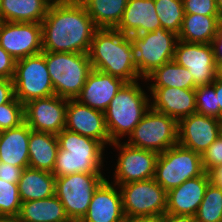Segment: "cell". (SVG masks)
Listing matches in <instances>:
<instances>
[{
  "label": "cell",
  "mask_w": 222,
  "mask_h": 222,
  "mask_svg": "<svg viewBox=\"0 0 222 222\" xmlns=\"http://www.w3.org/2000/svg\"><path fill=\"white\" fill-rule=\"evenodd\" d=\"M23 168L0 162V179L8 183H18Z\"/></svg>",
  "instance_id": "cell-39"
},
{
  "label": "cell",
  "mask_w": 222,
  "mask_h": 222,
  "mask_svg": "<svg viewBox=\"0 0 222 222\" xmlns=\"http://www.w3.org/2000/svg\"><path fill=\"white\" fill-rule=\"evenodd\" d=\"M162 28L179 34L184 19L183 0H154Z\"/></svg>",
  "instance_id": "cell-31"
},
{
  "label": "cell",
  "mask_w": 222,
  "mask_h": 222,
  "mask_svg": "<svg viewBox=\"0 0 222 222\" xmlns=\"http://www.w3.org/2000/svg\"><path fill=\"white\" fill-rule=\"evenodd\" d=\"M0 46L15 60L41 53L42 24L3 21L0 26Z\"/></svg>",
  "instance_id": "cell-15"
},
{
  "label": "cell",
  "mask_w": 222,
  "mask_h": 222,
  "mask_svg": "<svg viewBox=\"0 0 222 222\" xmlns=\"http://www.w3.org/2000/svg\"><path fill=\"white\" fill-rule=\"evenodd\" d=\"M103 174L76 173L56 177L55 195L72 222L86 214L95 190L105 180Z\"/></svg>",
  "instance_id": "cell-9"
},
{
  "label": "cell",
  "mask_w": 222,
  "mask_h": 222,
  "mask_svg": "<svg viewBox=\"0 0 222 222\" xmlns=\"http://www.w3.org/2000/svg\"><path fill=\"white\" fill-rule=\"evenodd\" d=\"M219 138L222 139V119H220V123H219Z\"/></svg>",
  "instance_id": "cell-49"
},
{
  "label": "cell",
  "mask_w": 222,
  "mask_h": 222,
  "mask_svg": "<svg viewBox=\"0 0 222 222\" xmlns=\"http://www.w3.org/2000/svg\"><path fill=\"white\" fill-rule=\"evenodd\" d=\"M119 222H129V218H124L123 220H121Z\"/></svg>",
  "instance_id": "cell-51"
},
{
  "label": "cell",
  "mask_w": 222,
  "mask_h": 222,
  "mask_svg": "<svg viewBox=\"0 0 222 222\" xmlns=\"http://www.w3.org/2000/svg\"><path fill=\"white\" fill-rule=\"evenodd\" d=\"M204 172L201 155L176 144L159 153L154 180L168 192Z\"/></svg>",
  "instance_id": "cell-7"
},
{
  "label": "cell",
  "mask_w": 222,
  "mask_h": 222,
  "mask_svg": "<svg viewBox=\"0 0 222 222\" xmlns=\"http://www.w3.org/2000/svg\"><path fill=\"white\" fill-rule=\"evenodd\" d=\"M98 28H116L128 0H79Z\"/></svg>",
  "instance_id": "cell-29"
},
{
  "label": "cell",
  "mask_w": 222,
  "mask_h": 222,
  "mask_svg": "<svg viewBox=\"0 0 222 222\" xmlns=\"http://www.w3.org/2000/svg\"><path fill=\"white\" fill-rule=\"evenodd\" d=\"M16 219L18 222H72L56 195L22 202Z\"/></svg>",
  "instance_id": "cell-26"
},
{
  "label": "cell",
  "mask_w": 222,
  "mask_h": 222,
  "mask_svg": "<svg viewBox=\"0 0 222 222\" xmlns=\"http://www.w3.org/2000/svg\"><path fill=\"white\" fill-rule=\"evenodd\" d=\"M15 97L13 79L0 78V105Z\"/></svg>",
  "instance_id": "cell-40"
},
{
  "label": "cell",
  "mask_w": 222,
  "mask_h": 222,
  "mask_svg": "<svg viewBox=\"0 0 222 222\" xmlns=\"http://www.w3.org/2000/svg\"><path fill=\"white\" fill-rule=\"evenodd\" d=\"M217 1V7H218V10H219V13L221 15V18H222V0H216Z\"/></svg>",
  "instance_id": "cell-48"
},
{
  "label": "cell",
  "mask_w": 222,
  "mask_h": 222,
  "mask_svg": "<svg viewBox=\"0 0 222 222\" xmlns=\"http://www.w3.org/2000/svg\"><path fill=\"white\" fill-rule=\"evenodd\" d=\"M185 14L221 16L216 0H183Z\"/></svg>",
  "instance_id": "cell-36"
},
{
  "label": "cell",
  "mask_w": 222,
  "mask_h": 222,
  "mask_svg": "<svg viewBox=\"0 0 222 222\" xmlns=\"http://www.w3.org/2000/svg\"><path fill=\"white\" fill-rule=\"evenodd\" d=\"M210 182L217 187L222 188V165H218L209 172Z\"/></svg>",
  "instance_id": "cell-43"
},
{
  "label": "cell",
  "mask_w": 222,
  "mask_h": 222,
  "mask_svg": "<svg viewBox=\"0 0 222 222\" xmlns=\"http://www.w3.org/2000/svg\"><path fill=\"white\" fill-rule=\"evenodd\" d=\"M88 56L92 69L120 78L126 83L141 79L129 36L116 28H98Z\"/></svg>",
  "instance_id": "cell-2"
},
{
  "label": "cell",
  "mask_w": 222,
  "mask_h": 222,
  "mask_svg": "<svg viewBox=\"0 0 222 222\" xmlns=\"http://www.w3.org/2000/svg\"><path fill=\"white\" fill-rule=\"evenodd\" d=\"M57 140L59 149L52 172L55 177L102 174L105 146L100 141L67 129L57 134Z\"/></svg>",
  "instance_id": "cell-3"
},
{
  "label": "cell",
  "mask_w": 222,
  "mask_h": 222,
  "mask_svg": "<svg viewBox=\"0 0 222 222\" xmlns=\"http://www.w3.org/2000/svg\"><path fill=\"white\" fill-rule=\"evenodd\" d=\"M16 61L17 60L0 46V78L13 79Z\"/></svg>",
  "instance_id": "cell-38"
},
{
  "label": "cell",
  "mask_w": 222,
  "mask_h": 222,
  "mask_svg": "<svg viewBox=\"0 0 222 222\" xmlns=\"http://www.w3.org/2000/svg\"><path fill=\"white\" fill-rule=\"evenodd\" d=\"M43 51L86 53L98 27L79 1L52 2L42 20Z\"/></svg>",
  "instance_id": "cell-1"
},
{
  "label": "cell",
  "mask_w": 222,
  "mask_h": 222,
  "mask_svg": "<svg viewBox=\"0 0 222 222\" xmlns=\"http://www.w3.org/2000/svg\"><path fill=\"white\" fill-rule=\"evenodd\" d=\"M52 0H1L0 16L4 22L42 23Z\"/></svg>",
  "instance_id": "cell-25"
},
{
  "label": "cell",
  "mask_w": 222,
  "mask_h": 222,
  "mask_svg": "<svg viewBox=\"0 0 222 222\" xmlns=\"http://www.w3.org/2000/svg\"><path fill=\"white\" fill-rule=\"evenodd\" d=\"M139 82L125 83L112 98L104 112L106 127L110 136V146L119 138L128 136L150 109L151 98Z\"/></svg>",
  "instance_id": "cell-4"
},
{
  "label": "cell",
  "mask_w": 222,
  "mask_h": 222,
  "mask_svg": "<svg viewBox=\"0 0 222 222\" xmlns=\"http://www.w3.org/2000/svg\"><path fill=\"white\" fill-rule=\"evenodd\" d=\"M53 2H61V1H76V0H52Z\"/></svg>",
  "instance_id": "cell-50"
},
{
  "label": "cell",
  "mask_w": 222,
  "mask_h": 222,
  "mask_svg": "<svg viewBox=\"0 0 222 222\" xmlns=\"http://www.w3.org/2000/svg\"><path fill=\"white\" fill-rule=\"evenodd\" d=\"M30 128L19 126L0 131V162L21 168L29 167Z\"/></svg>",
  "instance_id": "cell-23"
},
{
  "label": "cell",
  "mask_w": 222,
  "mask_h": 222,
  "mask_svg": "<svg viewBox=\"0 0 222 222\" xmlns=\"http://www.w3.org/2000/svg\"><path fill=\"white\" fill-rule=\"evenodd\" d=\"M15 97L27 102L55 95L45 57L42 53L16 61L13 77Z\"/></svg>",
  "instance_id": "cell-10"
},
{
  "label": "cell",
  "mask_w": 222,
  "mask_h": 222,
  "mask_svg": "<svg viewBox=\"0 0 222 222\" xmlns=\"http://www.w3.org/2000/svg\"><path fill=\"white\" fill-rule=\"evenodd\" d=\"M162 28L154 0H128L123 17L116 27L125 35H139Z\"/></svg>",
  "instance_id": "cell-22"
},
{
  "label": "cell",
  "mask_w": 222,
  "mask_h": 222,
  "mask_svg": "<svg viewBox=\"0 0 222 222\" xmlns=\"http://www.w3.org/2000/svg\"><path fill=\"white\" fill-rule=\"evenodd\" d=\"M2 22H3V21H2V18H1V16H0V26H1Z\"/></svg>",
  "instance_id": "cell-52"
},
{
  "label": "cell",
  "mask_w": 222,
  "mask_h": 222,
  "mask_svg": "<svg viewBox=\"0 0 222 222\" xmlns=\"http://www.w3.org/2000/svg\"><path fill=\"white\" fill-rule=\"evenodd\" d=\"M161 222H197L194 216L165 213L161 216Z\"/></svg>",
  "instance_id": "cell-42"
},
{
  "label": "cell",
  "mask_w": 222,
  "mask_h": 222,
  "mask_svg": "<svg viewBox=\"0 0 222 222\" xmlns=\"http://www.w3.org/2000/svg\"><path fill=\"white\" fill-rule=\"evenodd\" d=\"M126 143L135 148L163 153L178 144V121L150 107Z\"/></svg>",
  "instance_id": "cell-8"
},
{
  "label": "cell",
  "mask_w": 222,
  "mask_h": 222,
  "mask_svg": "<svg viewBox=\"0 0 222 222\" xmlns=\"http://www.w3.org/2000/svg\"><path fill=\"white\" fill-rule=\"evenodd\" d=\"M120 142L111 144L117 148L116 150H119L113 184L119 186L154 178L159 154L152 150L132 147L126 142Z\"/></svg>",
  "instance_id": "cell-12"
},
{
  "label": "cell",
  "mask_w": 222,
  "mask_h": 222,
  "mask_svg": "<svg viewBox=\"0 0 222 222\" xmlns=\"http://www.w3.org/2000/svg\"><path fill=\"white\" fill-rule=\"evenodd\" d=\"M217 77L222 79V62L217 65Z\"/></svg>",
  "instance_id": "cell-46"
},
{
  "label": "cell",
  "mask_w": 222,
  "mask_h": 222,
  "mask_svg": "<svg viewBox=\"0 0 222 222\" xmlns=\"http://www.w3.org/2000/svg\"><path fill=\"white\" fill-rule=\"evenodd\" d=\"M125 83L120 78L92 69L76 100L95 110L105 112L112 98Z\"/></svg>",
  "instance_id": "cell-21"
},
{
  "label": "cell",
  "mask_w": 222,
  "mask_h": 222,
  "mask_svg": "<svg viewBox=\"0 0 222 222\" xmlns=\"http://www.w3.org/2000/svg\"><path fill=\"white\" fill-rule=\"evenodd\" d=\"M112 183L106 178L99 185L86 214L79 222H119L126 218L119 186Z\"/></svg>",
  "instance_id": "cell-18"
},
{
  "label": "cell",
  "mask_w": 222,
  "mask_h": 222,
  "mask_svg": "<svg viewBox=\"0 0 222 222\" xmlns=\"http://www.w3.org/2000/svg\"><path fill=\"white\" fill-rule=\"evenodd\" d=\"M209 183V174L204 172L168 191L166 213L195 216Z\"/></svg>",
  "instance_id": "cell-20"
},
{
  "label": "cell",
  "mask_w": 222,
  "mask_h": 222,
  "mask_svg": "<svg viewBox=\"0 0 222 222\" xmlns=\"http://www.w3.org/2000/svg\"><path fill=\"white\" fill-rule=\"evenodd\" d=\"M126 218L162 216L166 213L167 191L154 178L119 185Z\"/></svg>",
  "instance_id": "cell-11"
},
{
  "label": "cell",
  "mask_w": 222,
  "mask_h": 222,
  "mask_svg": "<svg viewBox=\"0 0 222 222\" xmlns=\"http://www.w3.org/2000/svg\"><path fill=\"white\" fill-rule=\"evenodd\" d=\"M219 118L193 113L178 121V144L202 155L219 137Z\"/></svg>",
  "instance_id": "cell-16"
},
{
  "label": "cell",
  "mask_w": 222,
  "mask_h": 222,
  "mask_svg": "<svg viewBox=\"0 0 222 222\" xmlns=\"http://www.w3.org/2000/svg\"><path fill=\"white\" fill-rule=\"evenodd\" d=\"M24 122V105L14 97L0 105V131L19 126Z\"/></svg>",
  "instance_id": "cell-35"
},
{
  "label": "cell",
  "mask_w": 222,
  "mask_h": 222,
  "mask_svg": "<svg viewBox=\"0 0 222 222\" xmlns=\"http://www.w3.org/2000/svg\"><path fill=\"white\" fill-rule=\"evenodd\" d=\"M221 25V16L185 14L178 38L188 43L210 44Z\"/></svg>",
  "instance_id": "cell-27"
},
{
  "label": "cell",
  "mask_w": 222,
  "mask_h": 222,
  "mask_svg": "<svg viewBox=\"0 0 222 222\" xmlns=\"http://www.w3.org/2000/svg\"><path fill=\"white\" fill-rule=\"evenodd\" d=\"M211 45L215 54L216 63L218 64L222 62V25L219 27Z\"/></svg>",
  "instance_id": "cell-41"
},
{
  "label": "cell",
  "mask_w": 222,
  "mask_h": 222,
  "mask_svg": "<svg viewBox=\"0 0 222 222\" xmlns=\"http://www.w3.org/2000/svg\"><path fill=\"white\" fill-rule=\"evenodd\" d=\"M47 64L55 95L76 99L92 70L86 53L41 52Z\"/></svg>",
  "instance_id": "cell-5"
},
{
  "label": "cell",
  "mask_w": 222,
  "mask_h": 222,
  "mask_svg": "<svg viewBox=\"0 0 222 222\" xmlns=\"http://www.w3.org/2000/svg\"><path fill=\"white\" fill-rule=\"evenodd\" d=\"M150 79L151 82L153 80L154 82L148 87H177L181 89H196L197 87L188 68L177 64L174 60L156 68L145 78V83Z\"/></svg>",
  "instance_id": "cell-30"
},
{
  "label": "cell",
  "mask_w": 222,
  "mask_h": 222,
  "mask_svg": "<svg viewBox=\"0 0 222 222\" xmlns=\"http://www.w3.org/2000/svg\"><path fill=\"white\" fill-rule=\"evenodd\" d=\"M68 99L52 95L24 104V122L32 131L57 135L66 125Z\"/></svg>",
  "instance_id": "cell-13"
},
{
  "label": "cell",
  "mask_w": 222,
  "mask_h": 222,
  "mask_svg": "<svg viewBox=\"0 0 222 222\" xmlns=\"http://www.w3.org/2000/svg\"><path fill=\"white\" fill-rule=\"evenodd\" d=\"M196 113L219 118L220 107L217 104L215 81L209 85L197 86L195 89Z\"/></svg>",
  "instance_id": "cell-34"
},
{
  "label": "cell",
  "mask_w": 222,
  "mask_h": 222,
  "mask_svg": "<svg viewBox=\"0 0 222 222\" xmlns=\"http://www.w3.org/2000/svg\"><path fill=\"white\" fill-rule=\"evenodd\" d=\"M135 53V62L142 79L165 63L174 59L178 35L165 30L156 29L144 34L128 35Z\"/></svg>",
  "instance_id": "cell-6"
},
{
  "label": "cell",
  "mask_w": 222,
  "mask_h": 222,
  "mask_svg": "<svg viewBox=\"0 0 222 222\" xmlns=\"http://www.w3.org/2000/svg\"><path fill=\"white\" fill-rule=\"evenodd\" d=\"M202 167L205 172L218 165H222V139L217 138L208 149L201 155Z\"/></svg>",
  "instance_id": "cell-37"
},
{
  "label": "cell",
  "mask_w": 222,
  "mask_h": 222,
  "mask_svg": "<svg viewBox=\"0 0 222 222\" xmlns=\"http://www.w3.org/2000/svg\"><path fill=\"white\" fill-rule=\"evenodd\" d=\"M65 129L110 145L104 112L81 104L76 99H68Z\"/></svg>",
  "instance_id": "cell-17"
},
{
  "label": "cell",
  "mask_w": 222,
  "mask_h": 222,
  "mask_svg": "<svg viewBox=\"0 0 222 222\" xmlns=\"http://www.w3.org/2000/svg\"><path fill=\"white\" fill-rule=\"evenodd\" d=\"M17 184L22 202L41 200L55 195L56 177L52 172L27 167Z\"/></svg>",
  "instance_id": "cell-24"
},
{
  "label": "cell",
  "mask_w": 222,
  "mask_h": 222,
  "mask_svg": "<svg viewBox=\"0 0 222 222\" xmlns=\"http://www.w3.org/2000/svg\"><path fill=\"white\" fill-rule=\"evenodd\" d=\"M151 96V108L179 121L196 113L195 89L177 87H148Z\"/></svg>",
  "instance_id": "cell-19"
},
{
  "label": "cell",
  "mask_w": 222,
  "mask_h": 222,
  "mask_svg": "<svg viewBox=\"0 0 222 222\" xmlns=\"http://www.w3.org/2000/svg\"><path fill=\"white\" fill-rule=\"evenodd\" d=\"M173 60L188 68L196 86L209 85L217 77L218 64L211 43H188L178 40Z\"/></svg>",
  "instance_id": "cell-14"
},
{
  "label": "cell",
  "mask_w": 222,
  "mask_h": 222,
  "mask_svg": "<svg viewBox=\"0 0 222 222\" xmlns=\"http://www.w3.org/2000/svg\"><path fill=\"white\" fill-rule=\"evenodd\" d=\"M21 204L18 184L0 179V218L16 219L20 213Z\"/></svg>",
  "instance_id": "cell-33"
},
{
  "label": "cell",
  "mask_w": 222,
  "mask_h": 222,
  "mask_svg": "<svg viewBox=\"0 0 222 222\" xmlns=\"http://www.w3.org/2000/svg\"><path fill=\"white\" fill-rule=\"evenodd\" d=\"M194 217L197 222H222V188L208 184Z\"/></svg>",
  "instance_id": "cell-32"
},
{
  "label": "cell",
  "mask_w": 222,
  "mask_h": 222,
  "mask_svg": "<svg viewBox=\"0 0 222 222\" xmlns=\"http://www.w3.org/2000/svg\"><path fill=\"white\" fill-rule=\"evenodd\" d=\"M129 222H161V216L129 218Z\"/></svg>",
  "instance_id": "cell-45"
},
{
  "label": "cell",
  "mask_w": 222,
  "mask_h": 222,
  "mask_svg": "<svg viewBox=\"0 0 222 222\" xmlns=\"http://www.w3.org/2000/svg\"><path fill=\"white\" fill-rule=\"evenodd\" d=\"M57 135L36 132L30 129L29 137V167L53 172L58 153Z\"/></svg>",
  "instance_id": "cell-28"
},
{
  "label": "cell",
  "mask_w": 222,
  "mask_h": 222,
  "mask_svg": "<svg viewBox=\"0 0 222 222\" xmlns=\"http://www.w3.org/2000/svg\"><path fill=\"white\" fill-rule=\"evenodd\" d=\"M215 93L217 97V104L220 107V119H222V79L216 77L215 79Z\"/></svg>",
  "instance_id": "cell-44"
},
{
  "label": "cell",
  "mask_w": 222,
  "mask_h": 222,
  "mask_svg": "<svg viewBox=\"0 0 222 222\" xmlns=\"http://www.w3.org/2000/svg\"><path fill=\"white\" fill-rule=\"evenodd\" d=\"M0 222H18L17 219L14 218H0Z\"/></svg>",
  "instance_id": "cell-47"
}]
</instances>
